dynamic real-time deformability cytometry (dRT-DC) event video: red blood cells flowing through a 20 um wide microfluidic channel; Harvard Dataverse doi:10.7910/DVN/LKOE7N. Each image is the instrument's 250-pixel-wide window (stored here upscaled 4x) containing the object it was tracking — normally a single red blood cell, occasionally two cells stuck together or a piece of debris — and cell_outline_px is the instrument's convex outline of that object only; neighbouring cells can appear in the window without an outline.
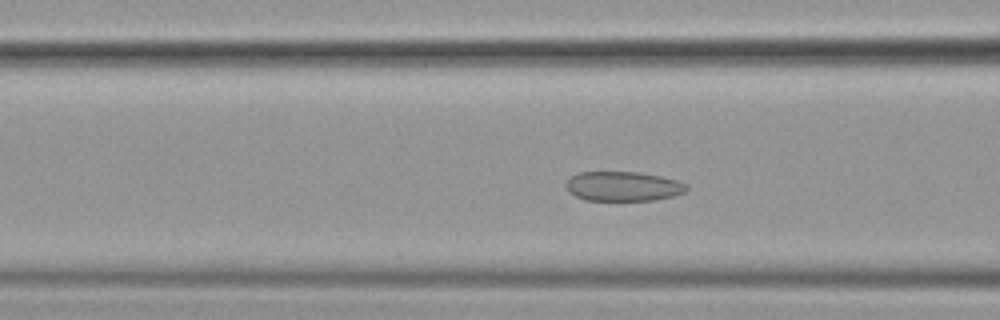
{"species": "common noctule bat (a hibernating species)", "species_latin": "Nyctalus noctula", "temperature_condition": "cold", "stored_images_in_passage": 54, "camera_frame_rate_fps": 3000, "um_per_image_px": 0.085, "animal": {"sex": "female", "body_mass_g": 19.9}, "frame": {"image": 1, "passage_image": 20, "time_ms": 6.333, "image_size_px": [1000, 320], "cell_outline_px": [[688, 188], [684, 192], [672, 196], [656, 200], [584, 200], [568, 192], [564, 184], [568, 176], [580, 172], [640, 172], [660, 176], [676, 180], [688, 184]], "centroid_in_image_um": [52.92, 15.83], "position_along_channel_um": 113.7, "area_um2": 20.98}}
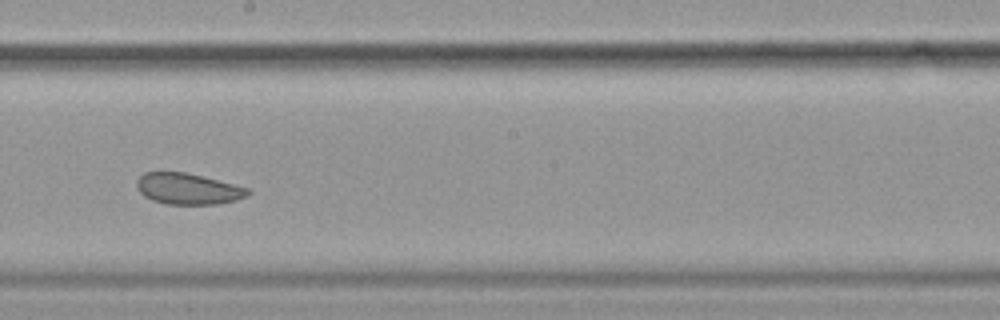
{"frame": {"image": 2, "passage_image": 30, "time_ms": 9.667, "image_size_px": [1000, 320], "cell_outline_px": [[252, 192], [248, 196], [236, 200], [216, 204], [168, 204], [152, 200], [144, 196], [136, 188], [136, 180], [144, 172], [184, 172], [248, 188]], "centroid_in_image_um": [15.95, 16.05], "position_along_channel_um": 232.2, "area_um2": 20.0}}
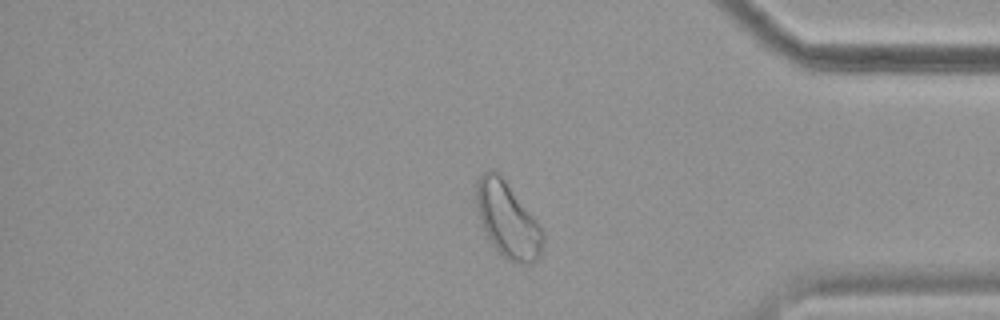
{"frame": {"image": 3, "passage_image": 45, "time_ms": 14.667, "image_size_px": [1000, 320], "cell_outline_px": [[544, 244], [540, 256], [532, 264], [516, 264], [508, 260], [492, 244], [480, 220], [476, 208], [476, 180], [488, 168], [492, 168], [504, 180], [540, 224], [544, 232]], "centroid_in_image_um": [43.17, 18.71], "position_along_channel_um": 392.0, "area_um2": 29.19}, "authors_computed_cell_mechanics": {"area_um2": 24.4783, "velocity_mm_per_s": 3.5672, "shape_relaxation_time_tau1_ms": null, "shape_relaxation_time_tau2_ms": 7.9759, "deformation_change_tau1": null, "deformation_change_tau2": 0.1112}}